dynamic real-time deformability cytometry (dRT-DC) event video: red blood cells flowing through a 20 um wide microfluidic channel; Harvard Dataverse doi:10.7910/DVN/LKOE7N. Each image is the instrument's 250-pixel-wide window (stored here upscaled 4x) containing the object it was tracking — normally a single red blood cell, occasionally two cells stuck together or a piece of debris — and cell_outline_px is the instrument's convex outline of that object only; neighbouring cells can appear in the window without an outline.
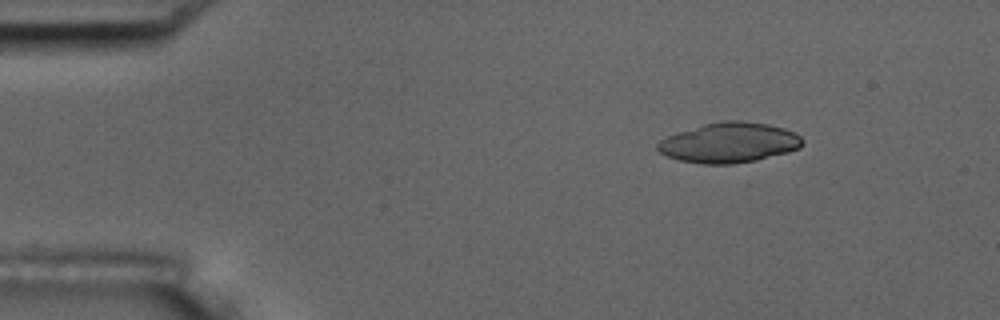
{"species": "common noctule bat (a hibernating species)", "species_latin": "Nyctalus noctula", "temperature_condition": "room temperature", "stored_images_in_passage": 3, "camera_frame_rate_fps": 3000, "um_per_image_px": 0.085, "animal": {"sex": "male", "body_mass_g": 17.5, "forearm_length_mm": 52.3}, "frame": {"image": 1, "passage_image": 1, "time_ms": 0.0, "image_size_px": [1000, 320], "cell_outline_px": [[804, 144], [800, 148], [788, 152], [756, 160], [732, 164], [700, 164], [680, 160], [668, 156], [660, 152], [656, 148], [656, 144], [660, 140], [676, 132], [704, 124], [724, 120], [740, 120], [768, 124], [784, 128], [800, 136], [804, 140]], "centroid_in_image_um": [61.98, 12.12], "position_along_channel_um": 23.0, "area_um2": 33.93}}